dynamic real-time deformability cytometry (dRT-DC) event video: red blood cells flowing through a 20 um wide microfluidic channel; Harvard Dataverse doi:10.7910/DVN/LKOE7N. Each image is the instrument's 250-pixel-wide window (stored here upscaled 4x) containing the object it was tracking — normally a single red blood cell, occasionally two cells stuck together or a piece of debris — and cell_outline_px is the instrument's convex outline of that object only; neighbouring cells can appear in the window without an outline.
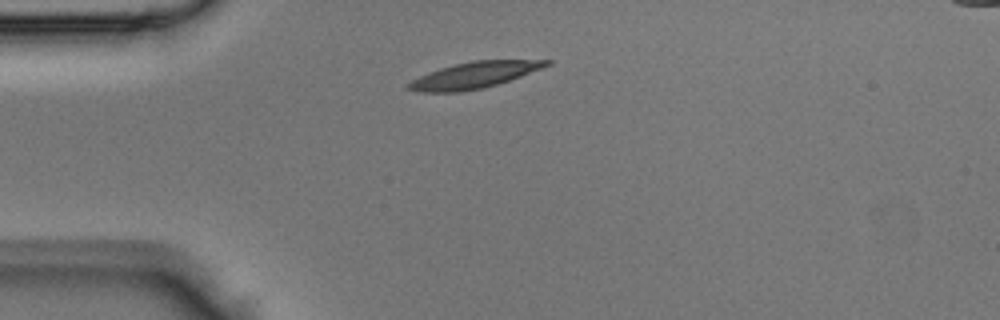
{"species": "Egyptian fruit bat (a non-hibernating species)", "species_latin": "Rousettus aegyptiacus", "temperature_condition": "room temperature", "stored_images_in_passage": 31, "camera_frame_rate_fps": 3000, "um_per_image_px": 0.085, "animal": {"sex": "male"}, "frame": {"image": 1, "passage_image": 2, "time_ms": 0.333, "image_size_px": [1000, 320], "cell_outline_px": [[552, 64], [520, 76], [496, 84], [480, 88], [460, 92], [420, 92], [404, 88], [412, 80], [428, 72], [440, 68], [472, 60], [552, 60]], "centroid_in_image_um": [40.27, 6.38], "position_along_channel_um": 44.7, "area_um2": 20.81}}
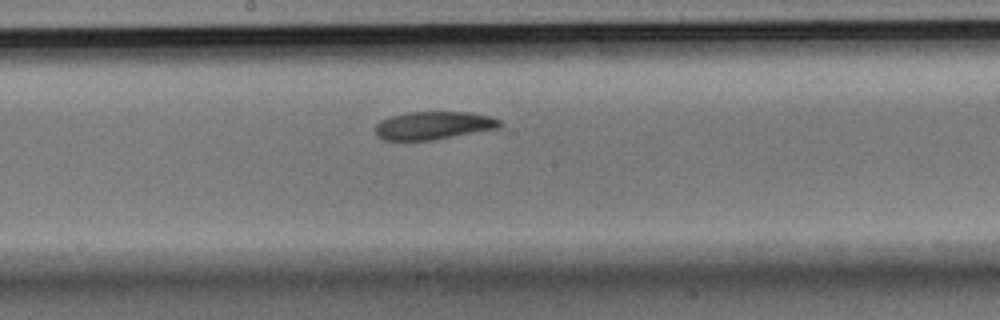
{"frame": {"image": 2, "passage_image": 14, "time_ms": 4.333, "image_size_px": [1000, 320], "cell_outline_px": [[504, 124], [500, 128], [432, 140], [384, 140], [376, 136], [376, 124], [380, 120], [388, 116], [408, 112], [472, 112], [488, 116], [500, 120]], "centroid_in_image_um": [36.84, 10.66], "position_along_channel_um": 211.4, "area_um2": 20.46}}
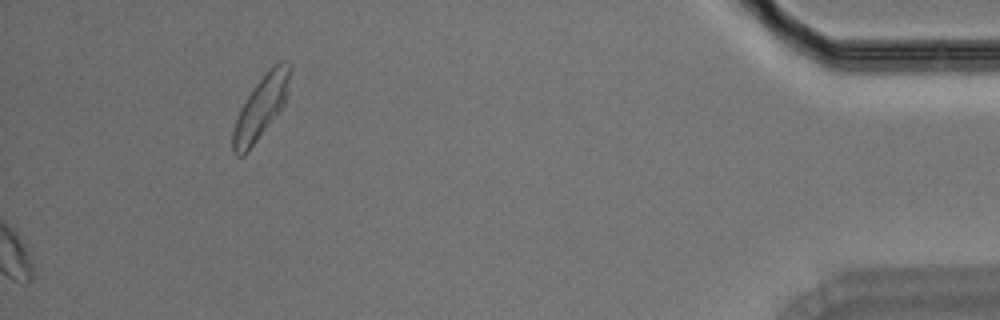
{"frame": {"image": 3, "passage_image": 31, "time_ms": 10.0, "image_size_px": [1000, 320], "cell_outline_px": [[292, 68], [284, 104], [244, 156], [236, 156], [232, 152], [232, 132], [240, 108], [256, 84], [280, 60], [288, 60], [292, 64]], "centroid_in_image_um": [22.17, 9.12], "position_along_channel_um": 413.0, "area_um2": 20.23}}